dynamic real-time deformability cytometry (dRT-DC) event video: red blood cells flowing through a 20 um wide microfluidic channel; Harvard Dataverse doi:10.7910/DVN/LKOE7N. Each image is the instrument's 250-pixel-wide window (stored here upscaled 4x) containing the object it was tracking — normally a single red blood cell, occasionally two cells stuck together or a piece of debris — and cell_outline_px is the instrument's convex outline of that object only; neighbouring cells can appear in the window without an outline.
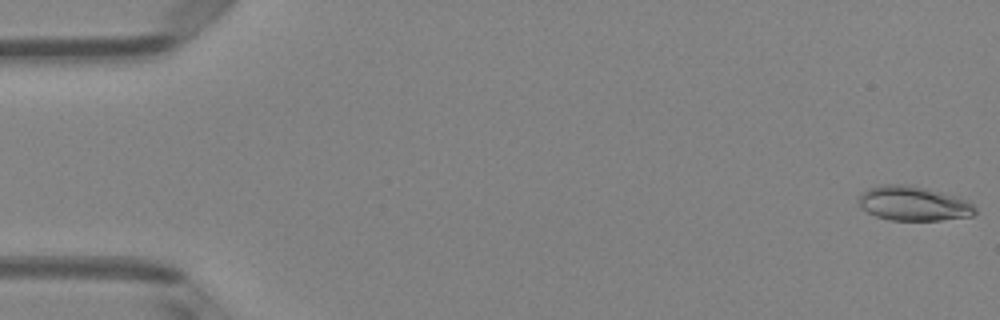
{"species": "Egyptian fruit bat (a non-hibernating species)", "species_latin": "Rousettus aegyptiacus", "temperature_condition": "room temperature", "stored_images_in_passage": 50, "camera_frame_rate_fps": 3000, "um_per_image_px": 0.085, "animal": {"sex": "female"}, "frame": {"image": 1, "passage_image": 1, "time_ms": 0.0, "image_size_px": [1000, 320], "cell_outline_px": [[976, 212], [972, 216], [940, 220], [888, 220], [876, 216], [860, 208], [860, 196], [868, 188], [884, 184], [908, 184], [956, 196], [968, 200], [976, 208]], "centroid_in_image_um": [77.66, 17.3], "position_along_channel_um": 7.3, "area_um2": 23.29}}
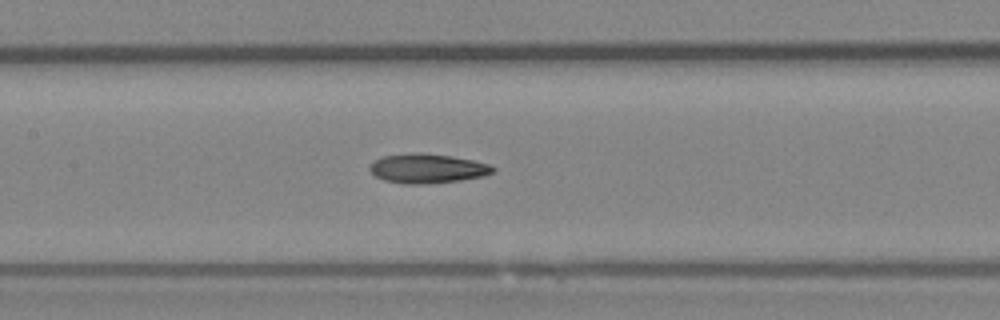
{"frame": {"image": 2, "passage_image": 24, "time_ms": 7.667, "image_size_px": [1000, 320], "cell_outline_px": [[496, 172], [484, 176], [460, 180], [424, 184], [404, 184], [384, 180], [376, 176], [368, 168], [376, 160], [384, 156], [452, 156], [472, 160], [488, 164], [496, 168]], "centroid_in_image_um": [36.41, 14.38], "position_along_channel_um": 171.0, "area_um2": 20.0}}
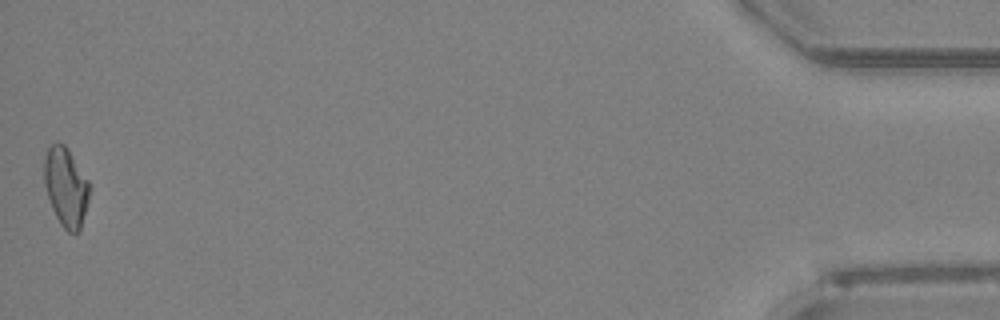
{"frame": {"image": 3, "passage_image": 50, "time_ms": 16.333, "image_size_px": [1000, 320], "cell_outline_px": [[88, 200], [80, 228], [76, 236], [68, 232], [60, 224], [52, 208], [44, 184], [44, 156], [48, 144], [56, 140], [64, 144], [68, 148], [88, 180]], "centroid_in_image_um": [5.56, 15.85], "position_along_channel_um": 429.6, "area_um2": 20.92}}